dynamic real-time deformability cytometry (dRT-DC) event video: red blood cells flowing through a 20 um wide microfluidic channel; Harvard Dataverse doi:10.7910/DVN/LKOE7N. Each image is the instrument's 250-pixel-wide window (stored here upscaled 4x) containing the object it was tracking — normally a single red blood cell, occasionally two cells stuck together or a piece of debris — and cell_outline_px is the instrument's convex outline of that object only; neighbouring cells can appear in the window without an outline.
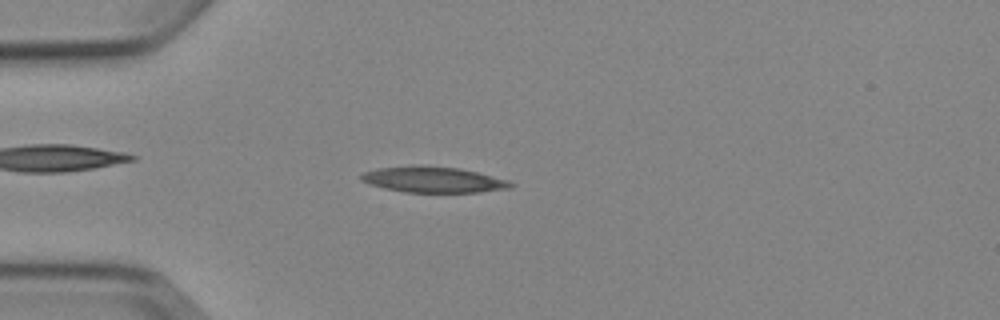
{"species": "Egyptian fruit bat (a non-hibernating species)", "species_latin": "Rousettus aegyptiacus", "temperature_condition": "cold", "stored_images_in_passage": 3, "camera_frame_rate_fps": 3000, "um_per_image_px": 0.085, "animal": {"sex": "female"}, "frame": {"image": 1, "passage_image": 3, "time_ms": 2.333, "image_size_px": [1000, 320], "cell_outline_px": [[516, 184], [512, 188], [480, 192], [404, 192], [384, 188], [368, 184], [360, 180], [360, 176], [364, 172], [376, 168], [420, 164], [460, 168], [508, 180]], "centroid_in_image_um": [36.81, 15.26], "position_along_channel_um": 48.2, "area_um2": 22.83}}